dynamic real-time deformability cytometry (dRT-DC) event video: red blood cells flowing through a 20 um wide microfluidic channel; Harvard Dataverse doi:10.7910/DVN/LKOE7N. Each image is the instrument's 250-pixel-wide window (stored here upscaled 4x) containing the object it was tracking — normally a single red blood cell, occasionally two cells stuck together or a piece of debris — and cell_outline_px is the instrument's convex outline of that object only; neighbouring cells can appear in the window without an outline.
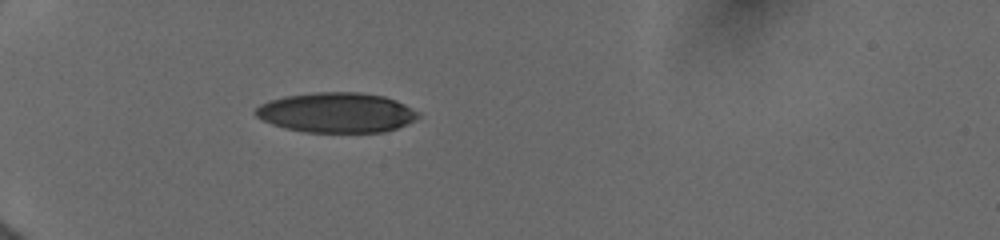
{"species": "human", "species_latin": "Homo sapiens", "temperature_condition": "cold", "stored_images_in_passage": 7, "camera_frame_rate_fps": 3000, "um_per_image_px": 0.085, "donor": {"sex": "female"}, "frame": {"image": 1, "passage_image": 4, "time_ms": 2.0, "image_size_px": [1000, 240], "cell_outline_px": [[420, 116], [416, 120], [396, 128], [384, 132], [304, 132], [284, 128], [272, 124], [256, 116], [252, 112], [260, 104], [268, 100], [284, 96], [316, 92], [360, 92], [384, 96], [396, 100], [420, 112]], "centroid_in_image_um": [28.6, 9.56], "position_along_channel_um": 56.4, "area_um2": 38.15}}
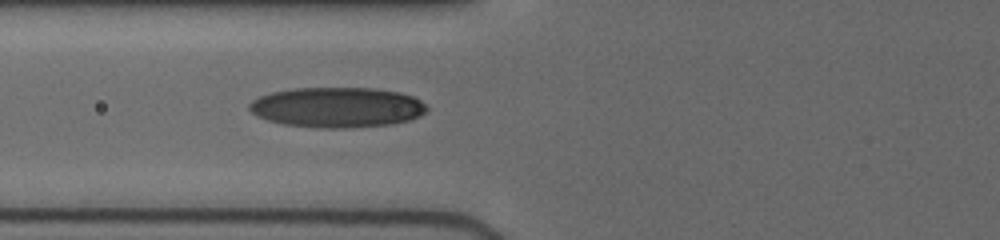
{"frame": {"image": 2, "passage_image": 7, "time_ms": 3.667, "image_size_px": [1000, 240], "cell_outline_px": [[428, 108], [420, 116], [408, 120], [388, 124], [348, 128], [320, 128], [284, 124], [268, 120], [256, 116], [248, 108], [248, 104], [252, 100], [260, 96], [272, 92], [292, 88], [372, 88], [396, 92], [412, 96], [420, 100]], "centroid_in_image_um": [28.61, 9.12], "position_along_channel_um": 97.2, "area_um2": 41.44}}